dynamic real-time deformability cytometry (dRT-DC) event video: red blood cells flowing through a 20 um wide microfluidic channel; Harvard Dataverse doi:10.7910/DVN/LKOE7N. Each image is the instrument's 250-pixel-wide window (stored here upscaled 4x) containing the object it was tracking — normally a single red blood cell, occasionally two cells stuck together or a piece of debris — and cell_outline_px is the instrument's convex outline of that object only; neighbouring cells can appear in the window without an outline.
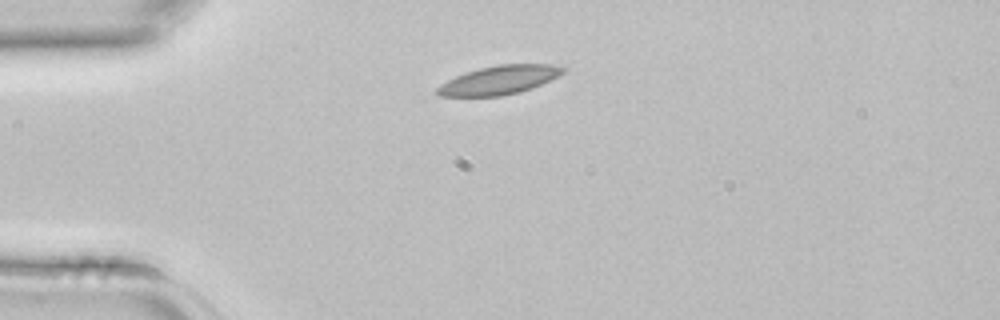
{"species": "common noctule bat (a hibernating species)", "species_latin": "Nyctalus noctula", "temperature_condition": "room temperature", "stored_images_in_passage": 1, "camera_frame_rate_fps": 3000, "um_per_image_px": 0.085, "animal": {"sex": "female", "body_mass_g": 22.7, "forearm_length_mm": 54.2}, "frame": {"image": 1, "passage_image": 1, "time_ms": 0.0, "image_size_px": [1000, 320], "cell_outline_px": [[568, 68], [564, 72], [532, 88], [520, 92], [500, 96], [440, 96], [436, 92], [436, 88], [440, 84], [456, 76], [480, 68], [496, 64], [552, 64]], "centroid_in_image_um": [42.43, 6.8], "position_along_channel_um": 42.6, "area_um2": 20.87}}